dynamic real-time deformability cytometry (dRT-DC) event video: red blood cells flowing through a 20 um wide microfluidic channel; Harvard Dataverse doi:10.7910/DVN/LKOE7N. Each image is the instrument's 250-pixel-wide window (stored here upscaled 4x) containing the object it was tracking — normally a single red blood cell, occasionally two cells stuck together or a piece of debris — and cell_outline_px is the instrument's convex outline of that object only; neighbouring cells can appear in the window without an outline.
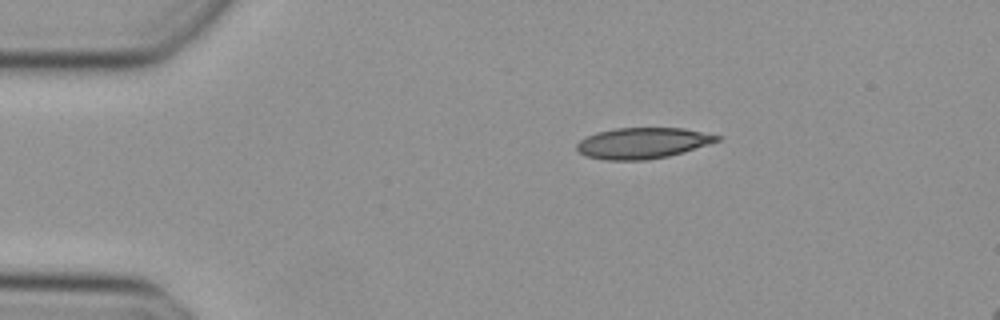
{"species": "Egyptian fruit bat (a non-hibernating species)", "species_latin": "Rousettus aegyptiacus", "temperature_condition": "cold", "stored_images_in_passage": 40, "camera_frame_rate_fps": 3000, "um_per_image_px": 0.085, "animal": {"sex": "female"}, "frame": {"image": 1, "passage_image": 1, "time_ms": 0.0, "image_size_px": [1000, 320], "cell_outline_px": [[720, 140], [684, 152], [668, 156], [648, 160], [604, 160], [588, 156], [580, 152], [576, 148], [576, 144], [580, 140], [596, 132], [616, 128], [684, 128], [720, 136]], "centroid_in_image_um": [54.61, 12.16], "position_along_channel_um": 30.4, "area_um2": 25.14}}
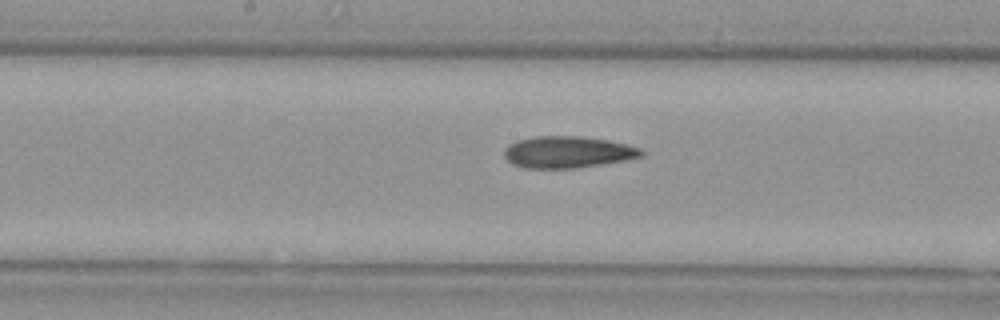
{"frame": {"image": 2, "passage_image": 17, "time_ms": 5.333, "image_size_px": [1000, 320], "cell_outline_px": [[644, 152], [640, 156], [628, 160], [576, 168], [524, 168], [512, 164], [504, 156], [504, 148], [508, 144], [516, 140], [536, 136], [580, 136], [608, 140], [640, 148]], "centroid_in_image_um": [48.21, 12.93], "position_along_channel_um": 200.0, "area_um2": 25.37}}
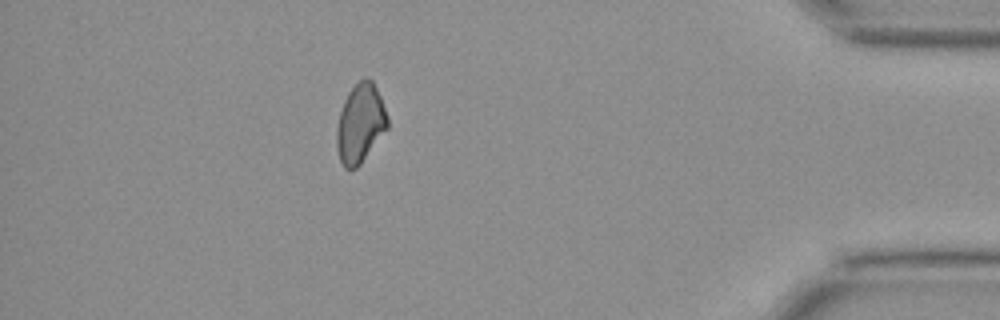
{"frame": {"image": 3, "passage_image": 35, "time_ms": 11.333, "image_size_px": [1000, 320], "cell_outline_px": [[388, 128], [360, 164], [356, 168], [344, 168], [340, 160], [336, 144], [336, 128], [340, 112], [344, 100], [348, 92], [360, 80], [368, 76], [372, 80], [380, 96], [388, 116]], "centroid_in_image_um": [30.62, 10.48], "position_along_channel_um": 404.6, "area_um2": 23.29}}